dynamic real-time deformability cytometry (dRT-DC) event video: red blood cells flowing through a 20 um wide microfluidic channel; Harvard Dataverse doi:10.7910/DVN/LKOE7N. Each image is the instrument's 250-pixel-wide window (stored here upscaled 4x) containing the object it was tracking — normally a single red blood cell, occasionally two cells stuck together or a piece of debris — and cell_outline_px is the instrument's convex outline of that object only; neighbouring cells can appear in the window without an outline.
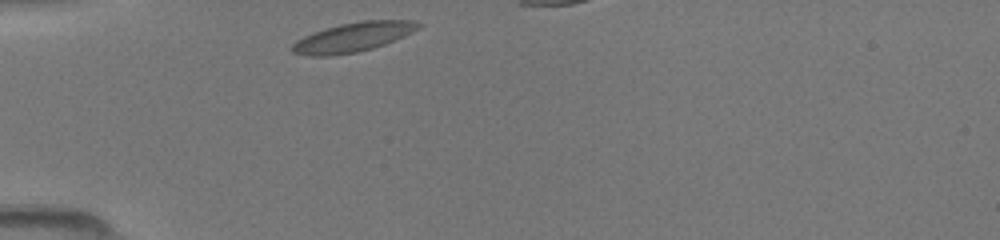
{"species": "common noctule bat (a hibernating species)", "species_latin": "Nyctalus noctula", "temperature_condition": "room temperature", "stored_images_in_passage": 15, "camera_frame_rate_fps": 3000, "um_per_image_px": 0.085, "animal": {"sex": "female", "body_mass_g": 19.5, "forearm_length_mm": 54.1}, "frame": {"image": 1, "passage_image": 1, "time_ms": 0.0, "image_size_px": [1000, 240], "cell_outline_px": [[424, 24], [420, 28], [404, 36], [384, 44], [372, 48], [356, 52], [332, 56], [308, 56], [292, 52], [288, 48], [296, 40], [312, 32], [340, 24], [364, 20], [412, 20]], "centroid_in_image_um": [29.98, 3.16], "position_along_channel_um": 55.0, "area_um2": 21.73}}
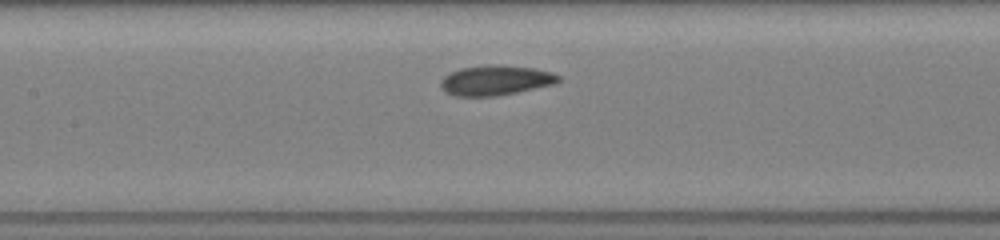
{"frame": {"image": 2, "passage_image": 10, "time_ms": 3.0, "image_size_px": [1000, 240], "cell_outline_px": [[560, 80], [556, 84], [496, 96], [452, 96], [444, 92], [440, 88], [440, 80], [444, 76], [460, 68], [536, 68], [552, 72], [560, 76]], "centroid_in_image_um": [42.11, 6.89], "position_along_channel_um": 165.3, "area_um2": 19.65}}
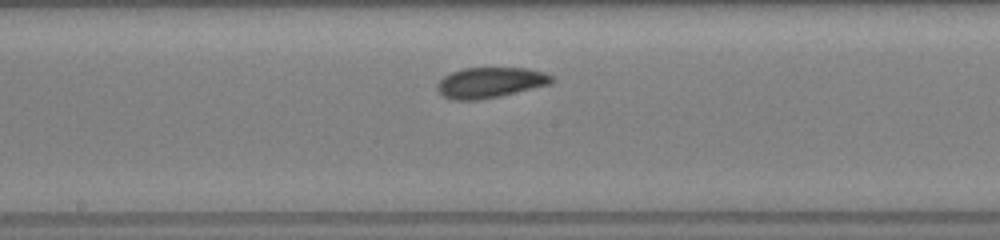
{"frame": {"image": 3, "passage_image": 13, "time_ms": 4.0, "image_size_px": [1000, 240], "cell_outline_px": [[556, 80], [552, 84], [500, 96], [480, 100], [452, 100], [440, 96], [436, 88], [436, 84], [444, 76], [452, 72], [464, 68], [524, 68], [544, 72], [552, 76]], "centroid_in_image_um": [41.65, 7.03], "position_along_channel_um": 206.5, "area_um2": 20.63}}